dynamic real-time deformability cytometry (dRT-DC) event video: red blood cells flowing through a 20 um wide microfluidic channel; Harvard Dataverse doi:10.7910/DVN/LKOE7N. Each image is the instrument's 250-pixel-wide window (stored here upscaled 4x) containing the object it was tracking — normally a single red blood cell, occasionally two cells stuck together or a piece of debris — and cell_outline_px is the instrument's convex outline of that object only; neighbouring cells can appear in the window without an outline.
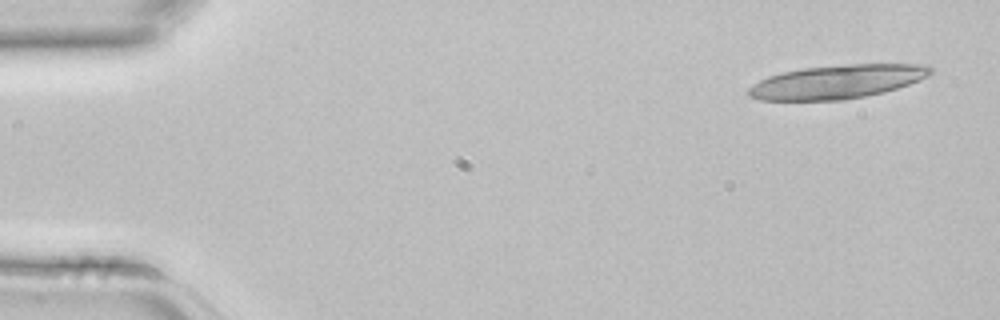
{"species": "common noctule bat (a hibernating species)", "species_latin": "Nyctalus noctula", "temperature_condition": "room temperature", "stored_images_in_passage": 4, "camera_frame_rate_fps": 3000, "um_per_image_px": 0.085, "animal": {"sex": "female", "body_mass_g": 22.7, "forearm_length_mm": 54.2}, "frame": {"image": 1, "passage_image": 1, "time_ms": 0.0, "image_size_px": [1000, 320], "cell_outline_px": [[932, 72], [928, 76], [920, 80], [884, 92], [844, 100], [760, 100], [748, 96], [748, 88], [752, 84], [768, 76], [784, 72], [804, 68], [848, 64], [928, 64], [932, 68]], "centroid_in_image_um": [71.16, 6.95], "position_along_channel_um": 13.8, "area_um2": 35.66}}